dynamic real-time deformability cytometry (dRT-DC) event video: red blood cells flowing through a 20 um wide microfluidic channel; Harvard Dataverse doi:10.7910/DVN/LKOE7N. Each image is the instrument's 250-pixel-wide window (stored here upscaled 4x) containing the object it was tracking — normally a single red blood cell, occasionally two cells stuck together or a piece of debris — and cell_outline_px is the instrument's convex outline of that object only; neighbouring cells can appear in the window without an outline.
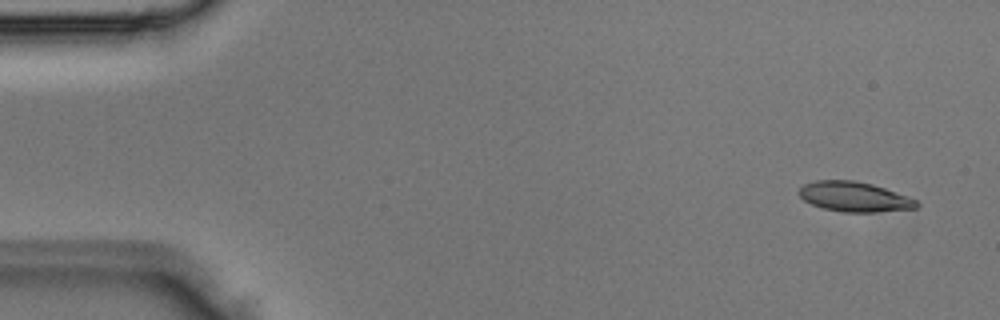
{"species": "Egyptian fruit bat (a non-hibernating species)", "species_latin": "Rousettus aegyptiacus", "temperature_condition": "room temperature", "stored_images_in_passage": 4, "camera_frame_rate_fps": 3000, "um_per_image_px": 0.085, "animal": {"sex": "male"}, "frame": {"image": 1, "passage_image": 1, "time_ms": 0.0, "image_size_px": [1000, 320], "cell_outline_px": [[920, 204], [916, 208], [872, 212], [844, 212], [824, 208], [812, 204], [804, 200], [800, 196], [800, 188], [804, 184], [816, 180], [852, 180], [872, 184], [884, 188], [916, 200]], "centroid_in_image_um": [72.6, 16.72], "position_along_channel_um": 12.4, "area_um2": 20.11}}